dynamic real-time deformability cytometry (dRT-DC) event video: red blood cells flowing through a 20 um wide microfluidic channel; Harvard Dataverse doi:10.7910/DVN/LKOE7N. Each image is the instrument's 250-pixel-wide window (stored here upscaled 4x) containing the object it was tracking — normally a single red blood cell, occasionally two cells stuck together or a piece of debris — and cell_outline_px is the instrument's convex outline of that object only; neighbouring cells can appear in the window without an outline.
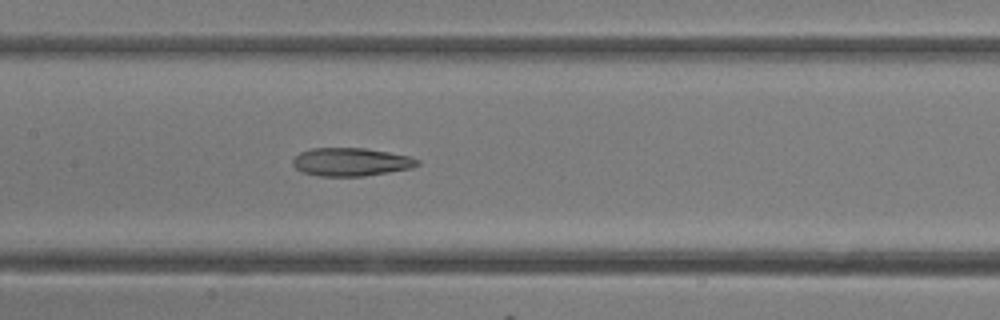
{"species": "common noctule bat (a hibernating species)", "species_latin": "Nyctalus noctula", "temperature_condition": "room temperature", "stored_images_in_passage": 17, "camera_frame_rate_fps": 3000, "um_per_image_px": 0.085, "animal": {"sex": "female"}, "frame": {"image": 1, "passage_image": 15, "time_ms": 4.667, "image_size_px": [1000, 320], "cell_outline_px": [[420, 164], [412, 168], [364, 176], [320, 176], [304, 172], [296, 168], [292, 164], [292, 160], [300, 152], [312, 148], [364, 148], [388, 152], [408, 156], [420, 160]], "centroid_in_image_um": [29.84, 13.76], "position_along_channel_um": 177.6, "area_um2": 20.35}}
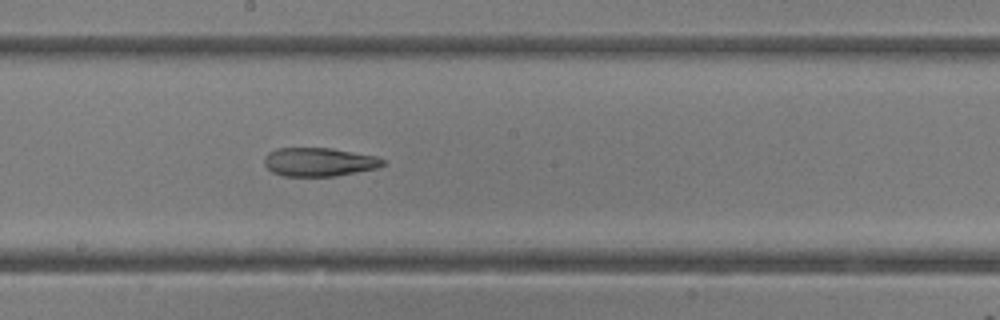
{"frame": {"image": 2, "passage_image": 17, "time_ms": 5.333, "image_size_px": [1000, 320], "cell_outline_px": [[384, 164], [376, 168], [336, 176], [284, 176], [272, 172], [264, 164], [264, 156], [268, 152], [276, 148], [332, 148], [376, 156], [384, 160]], "centroid_in_image_um": [27.08, 13.76], "position_along_channel_um": 221.1, "area_um2": 19.77}}